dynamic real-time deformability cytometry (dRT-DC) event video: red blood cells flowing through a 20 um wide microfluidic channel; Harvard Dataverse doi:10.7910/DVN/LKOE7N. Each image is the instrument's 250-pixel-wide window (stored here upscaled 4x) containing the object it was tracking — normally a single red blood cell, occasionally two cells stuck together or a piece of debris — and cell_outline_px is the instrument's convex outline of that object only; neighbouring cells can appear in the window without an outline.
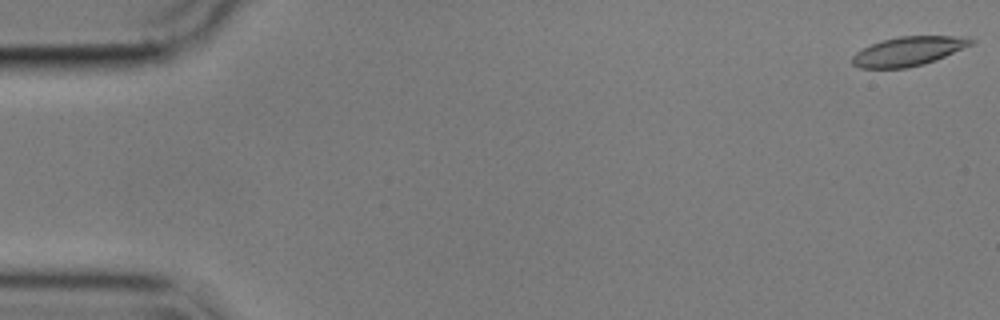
{"species": "common noctule bat (a hibernating species)", "species_latin": "Nyctalus noctula", "temperature_condition": "cold", "stored_images_in_passage": 56, "camera_frame_rate_fps": 3000, "um_per_image_px": 0.085, "animal": {"sex": "male", "body_mass_g": 17.9}, "frame": {"image": 1, "passage_image": 1, "time_ms": 0.0, "image_size_px": [1000, 320], "cell_outline_px": [[976, 40], [972, 44], [936, 60], [924, 64], [908, 68], [860, 68], [852, 64], [852, 56], [856, 52], [872, 44], [884, 40], [900, 36], [968, 36]], "centroid_in_image_um": [77.24, 4.35], "position_along_channel_um": 7.8, "area_um2": 20.11}}
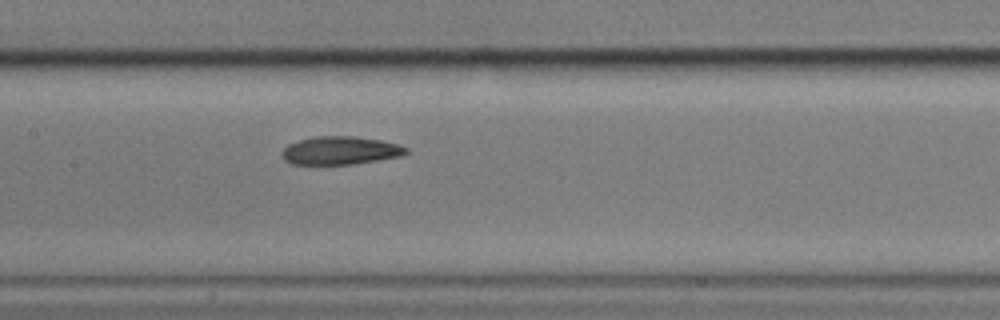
{"frame": {"image": 2, "passage_image": 27, "time_ms": 8.667, "image_size_px": [1000, 320], "cell_outline_px": [[408, 152], [400, 156], [352, 164], [292, 164], [284, 160], [280, 156], [280, 152], [288, 144], [300, 140], [316, 136], [352, 136], [380, 140], [396, 144], [408, 148]], "centroid_in_image_um": [28.87, 12.79], "position_along_channel_um": 178.5, "area_um2": 20.23}}
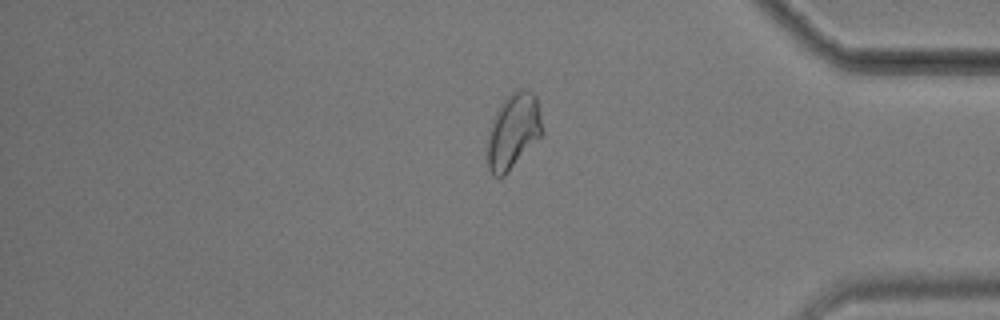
{"frame": {"image": 3, "passage_image": 47, "time_ms": 15.333, "image_size_px": [1000, 320], "cell_outline_px": [[544, 132], [508, 172], [504, 176], [496, 176], [488, 168], [488, 132], [492, 120], [496, 112], [504, 100], [512, 92], [520, 88], [528, 88], [536, 96]], "centroid_in_image_um": [43.64, 11.11], "position_along_channel_um": 391.6, "area_um2": 23.81}, "authors_computed_cell_mechanics": {"area_um2": 21.2704, "velocity_mm_per_s": 3.5503, "shape_relaxation_time_tau1_ms": null, "shape_relaxation_time_tau2_ms": 3.9722, "deformation_change_tau1": null, "deformation_change_tau2": 0.0967}}